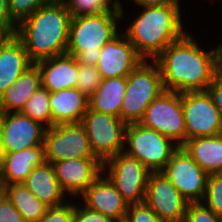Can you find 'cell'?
Wrapping results in <instances>:
<instances>
[{
  "instance_id": "603a6c76",
  "label": "cell",
  "mask_w": 222,
  "mask_h": 222,
  "mask_svg": "<svg viewBox=\"0 0 222 222\" xmlns=\"http://www.w3.org/2000/svg\"><path fill=\"white\" fill-rule=\"evenodd\" d=\"M42 86L41 72L34 63L0 96V112H21L30 97Z\"/></svg>"
},
{
  "instance_id": "4316f807",
  "label": "cell",
  "mask_w": 222,
  "mask_h": 222,
  "mask_svg": "<svg viewBox=\"0 0 222 222\" xmlns=\"http://www.w3.org/2000/svg\"><path fill=\"white\" fill-rule=\"evenodd\" d=\"M71 17L121 13L116 0H64Z\"/></svg>"
},
{
  "instance_id": "ba28073f",
  "label": "cell",
  "mask_w": 222,
  "mask_h": 222,
  "mask_svg": "<svg viewBox=\"0 0 222 222\" xmlns=\"http://www.w3.org/2000/svg\"><path fill=\"white\" fill-rule=\"evenodd\" d=\"M81 124L88 135L93 154L102 164L124 152L126 124L119 117L88 108Z\"/></svg>"
},
{
  "instance_id": "83f0119b",
  "label": "cell",
  "mask_w": 222,
  "mask_h": 222,
  "mask_svg": "<svg viewBox=\"0 0 222 222\" xmlns=\"http://www.w3.org/2000/svg\"><path fill=\"white\" fill-rule=\"evenodd\" d=\"M50 92L42 86L30 97L21 113L40 122L46 128L52 127V115L49 105Z\"/></svg>"
},
{
  "instance_id": "6da1fadb",
  "label": "cell",
  "mask_w": 222,
  "mask_h": 222,
  "mask_svg": "<svg viewBox=\"0 0 222 222\" xmlns=\"http://www.w3.org/2000/svg\"><path fill=\"white\" fill-rule=\"evenodd\" d=\"M217 44L205 50L188 30L167 46L154 60L159 66L164 90L178 93L206 91L222 67Z\"/></svg>"
},
{
  "instance_id": "74e56055",
  "label": "cell",
  "mask_w": 222,
  "mask_h": 222,
  "mask_svg": "<svg viewBox=\"0 0 222 222\" xmlns=\"http://www.w3.org/2000/svg\"><path fill=\"white\" fill-rule=\"evenodd\" d=\"M0 24L7 25L14 33L17 24L12 20L8 8V0H0Z\"/></svg>"
},
{
  "instance_id": "8fae6325",
  "label": "cell",
  "mask_w": 222,
  "mask_h": 222,
  "mask_svg": "<svg viewBox=\"0 0 222 222\" xmlns=\"http://www.w3.org/2000/svg\"><path fill=\"white\" fill-rule=\"evenodd\" d=\"M186 140L222 133V116L207 91L182 92Z\"/></svg>"
},
{
  "instance_id": "4dcf8cb0",
  "label": "cell",
  "mask_w": 222,
  "mask_h": 222,
  "mask_svg": "<svg viewBox=\"0 0 222 222\" xmlns=\"http://www.w3.org/2000/svg\"><path fill=\"white\" fill-rule=\"evenodd\" d=\"M51 0H8V8L12 20L18 25Z\"/></svg>"
},
{
  "instance_id": "e575fe53",
  "label": "cell",
  "mask_w": 222,
  "mask_h": 222,
  "mask_svg": "<svg viewBox=\"0 0 222 222\" xmlns=\"http://www.w3.org/2000/svg\"><path fill=\"white\" fill-rule=\"evenodd\" d=\"M74 199V221L73 222H116L112 218L88 209L79 199Z\"/></svg>"
},
{
  "instance_id": "60d3db41",
  "label": "cell",
  "mask_w": 222,
  "mask_h": 222,
  "mask_svg": "<svg viewBox=\"0 0 222 222\" xmlns=\"http://www.w3.org/2000/svg\"><path fill=\"white\" fill-rule=\"evenodd\" d=\"M2 136H3V131H2V124L0 120V160L3 156Z\"/></svg>"
},
{
  "instance_id": "7c38bea8",
  "label": "cell",
  "mask_w": 222,
  "mask_h": 222,
  "mask_svg": "<svg viewBox=\"0 0 222 222\" xmlns=\"http://www.w3.org/2000/svg\"><path fill=\"white\" fill-rule=\"evenodd\" d=\"M189 202H202L208 174L190 157L182 146L173 153L161 171Z\"/></svg>"
},
{
  "instance_id": "f546056e",
  "label": "cell",
  "mask_w": 222,
  "mask_h": 222,
  "mask_svg": "<svg viewBox=\"0 0 222 222\" xmlns=\"http://www.w3.org/2000/svg\"><path fill=\"white\" fill-rule=\"evenodd\" d=\"M102 77L96 66L78 64L77 83L75 88L83 92L88 98L100 86Z\"/></svg>"
},
{
  "instance_id": "277c9868",
  "label": "cell",
  "mask_w": 222,
  "mask_h": 222,
  "mask_svg": "<svg viewBox=\"0 0 222 222\" xmlns=\"http://www.w3.org/2000/svg\"><path fill=\"white\" fill-rule=\"evenodd\" d=\"M124 10L121 5V13L71 17L66 53L75 56L78 64L95 66L101 48L121 31L120 24L129 16Z\"/></svg>"
},
{
  "instance_id": "1f68e13d",
  "label": "cell",
  "mask_w": 222,
  "mask_h": 222,
  "mask_svg": "<svg viewBox=\"0 0 222 222\" xmlns=\"http://www.w3.org/2000/svg\"><path fill=\"white\" fill-rule=\"evenodd\" d=\"M183 222H222V217L202 202H196L188 204Z\"/></svg>"
},
{
  "instance_id": "836d02e7",
  "label": "cell",
  "mask_w": 222,
  "mask_h": 222,
  "mask_svg": "<svg viewBox=\"0 0 222 222\" xmlns=\"http://www.w3.org/2000/svg\"><path fill=\"white\" fill-rule=\"evenodd\" d=\"M126 222H162L155 212L145 203L128 205Z\"/></svg>"
},
{
  "instance_id": "8d00e7d4",
  "label": "cell",
  "mask_w": 222,
  "mask_h": 222,
  "mask_svg": "<svg viewBox=\"0 0 222 222\" xmlns=\"http://www.w3.org/2000/svg\"><path fill=\"white\" fill-rule=\"evenodd\" d=\"M206 91L222 116V67L217 71Z\"/></svg>"
},
{
  "instance_id": "484cf974",
  "label": "cell",
  "mask_w": 222,
  "mask_h": 222,
  "mask_svg": "<svg viewBox=\"0 0 222 222\" xmlns=\"http://www.w3.org/2000/svg\"><path fill=\"white\" fill-rule=\"evenodd\" d=\"M0 190L20 212L26 222H37L48 206L36 198L23 183L0 186Z\"/></svg>"
},
{
  "instance_id": "ac0fdd59",
  "label": "cell",
  "mask_w": 222,
  "mask_h": 222,
  "mask_svg": "<svg viewBox=\"0 0 222 222\" xmlns=\"http://www.w3.org/2000/svg\"><path fill=\"white\" fill-rule=\"evenodd\" d=\"M46 162L44 145L3 153L0 160V186L23 183L36 166Z\"/></svg>"
},
{
  "instance_id": "cb8c5ba5",
  "label": "cell",
  "mask_w": 222,
  "mask_h": 222,
  "mask_svg": "<svg viewBox=\"0 0 222 222\" xmlns=\"http://www.w3.org/2000/svg\"><path fill=\"white\" fill-rule=\"evenodd\" d=\"M182 147L208 175L222 173V133L188 139Z\"/></svg>"
},
{
  "instance_id": "f35d334b",
  "label": "cell",
  "mask_w": 222,
  "mask_h": 222,
  "mask_svg": "<svg viewBox=\"0 0 222 222\" xmlns=\"http://www.w3.org/2000/svg\"><path fill=\"white\" fill-rule=\"evenodd\" d=\"M133 2L134 7H145V6H165V5H182L181 0H130ZM181 3V4H180Z\"/></svg>"
},
{
  "instance_id": "d590c367",
  "label": "cell",
  "mask_w": 222,
  "mask_h": 222,
  "mask_svg": "<svg viewBox=\"0 0 222 222\" xmlns=\"http://www.w3.org/2000/svg\"><path fill=\"white\" fill-rule=\"evenodd\" d=\"M0 222H26L20 212L0 190Z\"/></svg>"
},
{
  "instance_id": "f1b7e54d",
  "label": "cell",
  "mask_w": 222,
  "mask_h": 222,
  "mask_svg": "<svg viewBox=\"0 0 222 222\" xmlns=\"http://www.w3.org/2000/svg\"><path fill=\"white\" fill-rule=\"evenodd\" d=\"M202 203L222 217V173L208 175Z\"/></svg>"
},
{
  "instance_id": "7402d4cb",
  "label": "cell",
  "mask_w": 222,
  "mask_h": 222,
  "mask_svg": "<svg viewBox=\"0 0 222 222\" xmlns=\"http://www.w3.org/2000/svg\"><path fill=\"white\" fill-rule=\"evenodd\" d=\"M89 98L77 88L50 93L49 105L52 126L58 124L81 123L88 110Z\"/></svg>"
},
{
  "instance_id": "5b68a950",
  "label": "cell",
  "mask_w": 222,
  "mask_h": 222,
  "mask_svg": "<svg viewBox=\"0 0 222 222\" xmlns=\"http://www.w3.org/2000/svg\"><path fill=\"white\" fill-rule=\"evenodd\" d=\"M164 91L161 72L154 60H143L128 76L120 119L139 123L150 103Z\"/></svg>"
},
{
  "instance_id": "3957f363",
  "label": "cell",
  "mask_w": 222,
  "mask_h": 222,
  "mask_svg": "<svg viewBox=\"0 0 222 222\" xmlns=\"http://www.w3.org/2000/svg\"><path fill=\"white\" fill-rule=\"evenodd\" d=\"M71 15L63 1L51 0L22 20L15 35L33 63L66 54Z\"/></svg>"
},
{
  "instance_id": "30bf717a",
  "label": "cell",
  "mask_w": 222,
  "mask_h": 222,
  "mask_svg": "<svg viewBox=\"0 0 222 222\" xmlns=\"http://www.w3.org/2000/svg\"><path fill=\"white\" fill-rule=\"evenodd\" d=\"M43 145L48 163L72 158H96L81 123L58 124L46 128Z\"/></svg>"
},
{
  "instance_id": "ab89813d",
  "label": "cell",
  "mask_w": 222,
  "mask_h": 222,
  "mask_svg": "<svg viewBox=\"0 0 222 222\" xmlns=\"http://www.w3.org/2000/svg\"><path fill=\"white\" fill-rule=\"evenodd\" d=\"M15 33L4 24H0V47L9 39L11 38Z\"/></svg>"
},
{
  "instance_id": "4fadbf2b",
  "label": "cell",
  "mask_w": 222,
  "mask_h": 222,
  "mask_svg": "<svg viewBox=\"0 0 222 222\" xmlns=\"http://www.w3.org/2000/svg\"><path fill=\"white\" fill-rule=\"evenodd\" d=\"M144 202L162 222H183L189 204L161 172H151Z\"/></svg>"
},
{
  "instance_id": "44dd1931",
  "label": "cell",
  "mask_w": 222,
  "mask_h": 222,
  "mask_svg": "<svg viewBox=\"0 0 222 222\" xmlns=\"http://www.w3.org/2000/svg\"><path fill=\"white\" fill-rule=\"evenodd\" d=\"M23 184L48 207H57L70 199L62 191L51 163L36 166Z\"/></svg>"
},
{
  "instance_id": "2e32d148",
  "label": "cell",
  "mask_w": 222,
  "mask_h": 222,
  "mask_svg": "<svg viewBox=\"0 0 222 222\" xmlns=\"http://www.w3.org/2000/svg\"><path fill=\"white\" fill-rule=\"evenodd\" d=\"M143 60L121 29L101 48L95 66L102 79L127 77Z\"/></svg>"
},
{
  "instance_id": "d6986e66",
  "label": "cell",
  "mask_w": 222,
  "mask_h": 222,
  "mask_svg": "<svg viewBox=\"0 0 222 222\" xmlns=\"http://www.w3.org/2000/svg\"><path fill=\"white\" fill-rule=\"evenodd\" d=\"M41 72L42 87L50 93L75 88L78 62L75 56L63 54L35 63Z\"/></svg>"
},
{
  "instance_id": "5bb4252c",
  "label": "cell",
  "mask_w": 222,
  "mask_h": 222,
  "mask_svg": "<svg viewBox=\"0 0 222 222\" xmlns=\"http://www.w3.org/2000/svg\"><path fill=\"white\" fill-rule=\"evenodd\" d=\"M51 164L69 199L77 200L103 173V164L96 158H72Z\"/></svg>"
},
{
  "instance_id": "d4e9b609",
  "label": "cell",
  "mask_w": 222,
  "mask_h": 222,
  "mask_svg": "<svg viewBox=\"0 0 222 222\" xmlns=\"http://www.w3.org/2000/svg\"><path fill=\"white\" fill-rule=\"evenodd\" d=\"M126 87L127 77L102 79L100 86L89 97L88 108L120 118Z\"/></svg>"
},
{
  "instance_id": "b9f144b4",
  "label": "cell",
  "mask_w": 222,
  "mask_h": 222,
  "mask_svg": "<svg viewBox=\"0 0 222 222\" xmlns=\"http://www.w3.org/2000/svg\"><path fill=\"white\" fill-rule=\"evenodd\" d=\"M220 40H222L220 38ZM219 47H220V59H221V63H222V41L219 42Z\"/></svg>"
},
{
  "instance_id": "e0dca14e",
  "label": "cell",
  "mask_w": 222,
  "mask_h": 222,
  "mask_svg": "<svg viewBox=\"0 0 222 222\" xmlns=\"http://www.w3.org/2000/svg\"><path fill=\"white\" fill-rule=\"evenodd\" d=\"M78 199L88 209L102 213L116 222L125 220L128 204L104 173Z\"/></svg>"
},
{
  "instance_id": "9a60e30c",
  "label": "cell",
  "mask_w": 222,
  "mask_h": 222,
  "mask_svg": "<svg viewBox=\"0 0 222 222\" xmlns=\"http://www.w3.org/2000/svg\"><path fill=\"white\" fill-rule=\"evenodd\" d=\"M3 153L43 145L46 127L21 112H0Z\"/></svg>"
},
{
  "instance_id": "52a82bcc",
  "label": "cell",
  "mask_w": 222,
  "mask_h": 222,
  "mask_svg": "<svg viewBox=\"0 0 222 222\" xmlns=\"http://www.w3.org/2000/svg\"><path fill=\"white\" fill-rule=\"evenodd\" d=\"M139 123L182 146L186 142L182 93L164 90L146 108Z\"/></svg>"
},
{
  "instance_id": "ffe728a7",
  "label": "cell",
  "mask_w": 222,
  "mask_h": 222,
  "mask_svg": "<svg viewBox=\"0 0 222 222\" xmlns=\"http://www.w3.org/2000/svg\"><path fill=\"white\" fill-rule=\"evenodd\" d=\"M34 63L14 34L0 47V96Z\"/></svg>"
},
{
  "instance_id": "9c48e42d",
  "label": "cell",
  "mask_w": 222,
  "mask_h": 222,
  "mask_svg": "<svg viewBox=\"0 0 222 222\" xmlns=\"http://www.w3.org/2000/svg\"><path fill=\"white\" fill-rule=\"evenodd\" d=\"M103 173L128 205L145 201L146 186L151 172L136 158L125 152L118 153L103 163Z\"/></svg>"
},
{
  "instance_id": "8992f818",
  "label": "cell",
  "mask_w": 222,
  "mask_h": 222,
  "mask_svg": "<svg viewBox=\"0 0 222 222\" xmlns=\"http://www.w3.org/2000/svg\"><path fill=\"white\" fill-rule=\"evenodd\" d=\"M178 148L170 138L140 123L126 125L124 152L150 172H161Z\"/></svg>"
},
{
  "instance_id": "d6a6232c",
  "label": "cell",
  "mask_w": 222,
  "mask_h": 222,
  "mask_svg": "<svg viewBox=\"0 0 222 222\" xmlns=\"http://www.w3.org/2000/svg\"><path fill=\"white\" fill-rule=\"evenodd\" d=\"M74 199L57 207H48L45 214L37 222H73Z\"/></svg>"
},
{
  "instance_id": "7a4b0ae2",
  "label": "cell",
  "mask_w": 222,
  "mask_h": 222,
  "mask_svg": "<svg viewBox=\"0 0 222 222\" xmlns=\"http://www.w3.org/2000/svg\"><path fill=\"white\" fill-rule=\"evenodd\" d=\"M139 9V12L137 10L131 14L133 18L128 17V24L121 25L125 37L144 60H155L167 46L188 32L184 27L182 5L145 6Z\"/></svg>"
},
{
  "instance_id": "7bdbcfd3",
  "label": "cell",
  "mask_w": 222,
  "mask_h": 222,
  "mask_svg": "<svg viewBox=\"0 0 222 222\" xmlns=\"http://www.w3.org/2000/svg\"><path fill=\"white\" fill-rule=\"evenodd\" d=\"M120 5H122V2L120 0H116Z\"/></svg>"
}]
</instances>
